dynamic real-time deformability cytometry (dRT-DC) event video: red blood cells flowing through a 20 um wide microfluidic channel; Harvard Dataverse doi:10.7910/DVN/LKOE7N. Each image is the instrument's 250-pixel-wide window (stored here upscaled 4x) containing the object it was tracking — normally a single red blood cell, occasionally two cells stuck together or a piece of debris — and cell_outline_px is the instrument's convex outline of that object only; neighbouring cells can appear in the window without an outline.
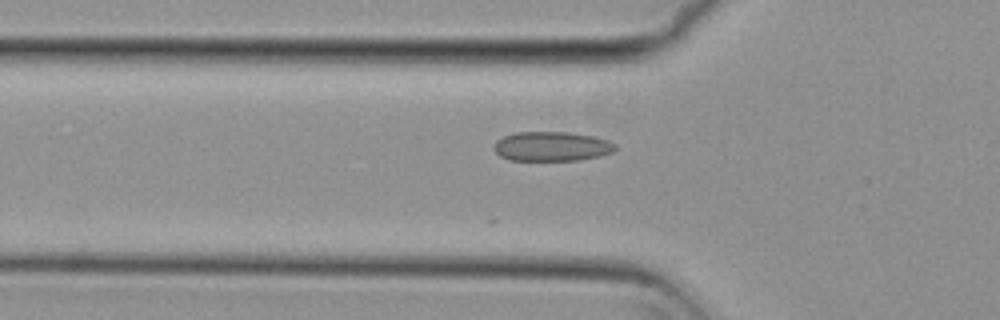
{"species": "common noctule bat (a hibernating species)", "species_latin": "Nyctalus noctula", "temperature_condition": "cold", "stored_images_in_passage": 40, "camera_frame_rate_fps": 3000, "um_per_image_px": 0.085, "animal": {"sex": "female", "body_mass_g": 29.2, "forearm_length_mm": 56.3}, "frame": {"image": 1, "passage_image": 10, "time_ms": 3.0, "image_size_px": [1000, 320], "cell_outline_px": [[616, 148], [612, 152], [600, 156], [580, 160], [508, 160], [500, 156], [492, 148], [492, 144], [496, 140], [504, 136], [516, 132], [568, 132], [592, 136], [608, 140], [616, 144]], "centroid_in_image_um": [46.87, 12.44], "position_along_channel_um": 78.9, "area_um2": 20.98}}
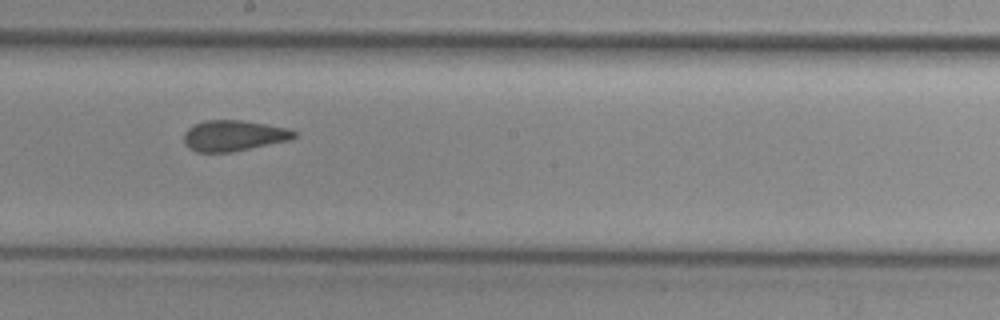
{"frame": {"image": 2, "passage_image": 22, "time_ms": 7.0, "image_size_px": [1000, 320], "cell_outline_px": [[296, 136], [288, 140], [232, 152], [196, 152], [188, 148], [184, 144], [184, 132], [192, 124], [204, 120], [244, 120], [288, 128], [296, 132]], "centroid_in_image_um": [19.81, 11.52], "position_along_channel_um": 228.4, "area_um2": 19.88}}
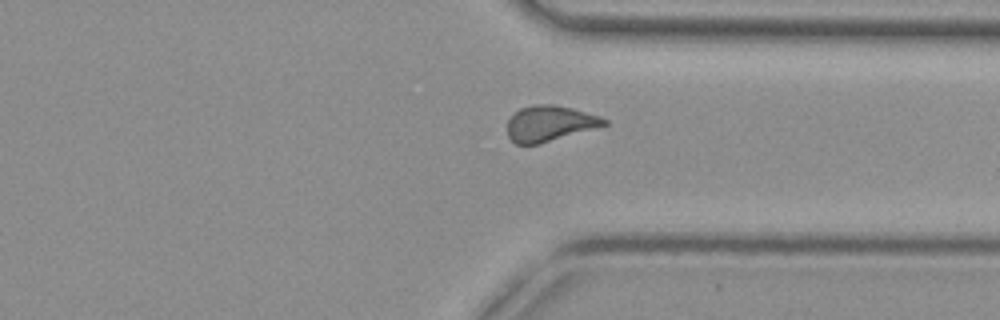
{"frame": {"image": 3, "passage_image": 33, "time_ms": 10.667, "image_size_px": [1000, 320], "cell_outline_px": [[608, 124], [596, 128], [540, 144], [516, 144], [508, 136], [508, 120], [520, 108], [532, 104], [552, 104], [572, 108], [600, 116], [608, 120]], "centroid_in_image_um": [46.74, 10.49], "position_along_channel_um": 364.7, "area_um2": 20.11}, "authors_computed_cell_mechanics": {"area_um2": 20.2011, "velocity_mm_per_s": 3.7207, "shape_relaxation_time_tau1_ms": null, "shape_relaxation_time_tau2_ms": 2.8021, "deformation_change_tau1": null, "deformation_change_tau2": 0.055}}